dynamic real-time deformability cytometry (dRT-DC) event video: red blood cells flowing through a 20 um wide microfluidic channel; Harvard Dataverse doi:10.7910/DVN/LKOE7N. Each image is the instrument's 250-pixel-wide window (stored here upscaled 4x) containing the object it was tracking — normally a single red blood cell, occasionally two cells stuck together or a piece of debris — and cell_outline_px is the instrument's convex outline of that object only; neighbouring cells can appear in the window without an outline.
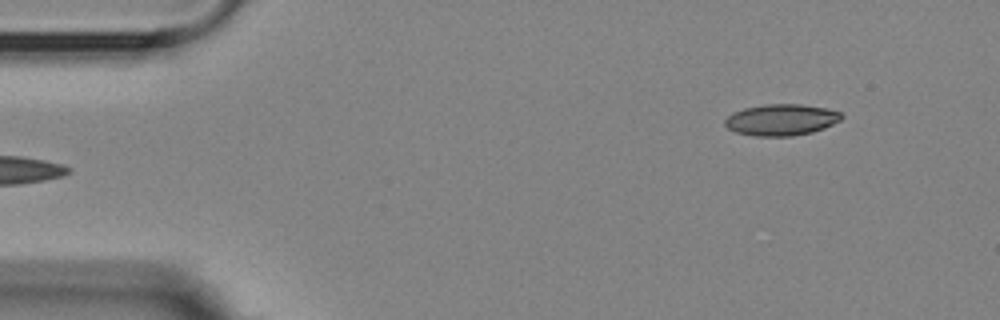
{"species": "Egyptian fruit bat (a non-hibernating species)", "species_latin": "Rousettus aegyptiacus", "temperature_condition": "room temperature", "stored_images_in_passage": 5, "camera_frame_rate_fps": 3000, "um_per_image_px": 0.085, "animal": {"sex": "female"}, "frame": {"image": 1, "passage_image": 5, "time_ms": 5.667, "image_size_px": [1000, 320], "cell_outline_px": [[844, 116], [840, 120], [824, 128], [812, 132], [792, 136], [752, 136], [736, 132], [728, 128], [724, 124], [724, 120], [732, 112], [744, 108], [764, 104], [800, 104], [828, 108], [840, 112]], "centroid_in_image_um": [66.4, 10.18], "position_along_channel_um": 18.6, "area_um2": 21.44}}